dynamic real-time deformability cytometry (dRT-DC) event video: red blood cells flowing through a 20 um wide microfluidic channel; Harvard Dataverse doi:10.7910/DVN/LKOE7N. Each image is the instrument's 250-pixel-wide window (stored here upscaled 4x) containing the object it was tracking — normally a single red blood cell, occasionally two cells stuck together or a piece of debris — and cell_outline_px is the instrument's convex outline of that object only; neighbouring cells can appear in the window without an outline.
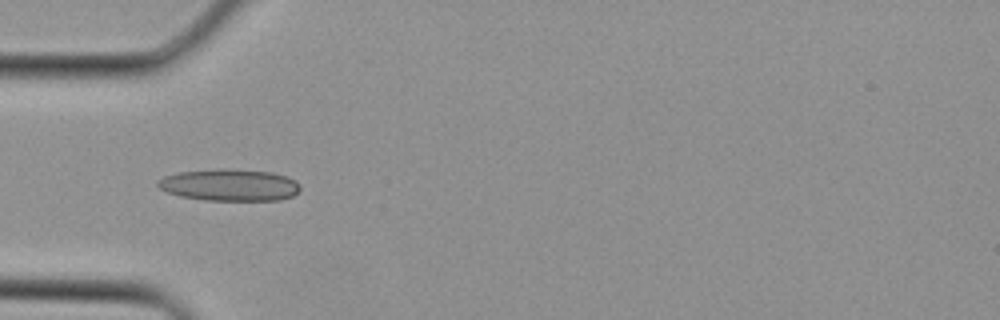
{"species": "Egyptian fruit bat (a non-hibernating species)", "species_latin": "Rousettus aegyptiacus", "temperature_condition": "cold", "stored_images_in_passage": 2, "camera_frame_rate_fps": 3000, "um_per_image_px": 0.085, "animal": {"sex": "female"}, "frame": {"image": 1, "passage_image": 2, "time_ms": 0.333, "image_size_px": [1000, 320], "cell_outline_px": [[300, 192], [292, 196], [280, 200], [204, 200], [180, 196], [168, 192], [160, 188], [156, 184], [156, 180], [164, 176], [180, 172], [220, 168], [224, 168], [272, 172], [288, 176], [296, 180], [300, 184]], "centroid_in_image_um": [19.54, 15.72], "position_along_channel_um": 65.5, "area_um2": 26.7}}